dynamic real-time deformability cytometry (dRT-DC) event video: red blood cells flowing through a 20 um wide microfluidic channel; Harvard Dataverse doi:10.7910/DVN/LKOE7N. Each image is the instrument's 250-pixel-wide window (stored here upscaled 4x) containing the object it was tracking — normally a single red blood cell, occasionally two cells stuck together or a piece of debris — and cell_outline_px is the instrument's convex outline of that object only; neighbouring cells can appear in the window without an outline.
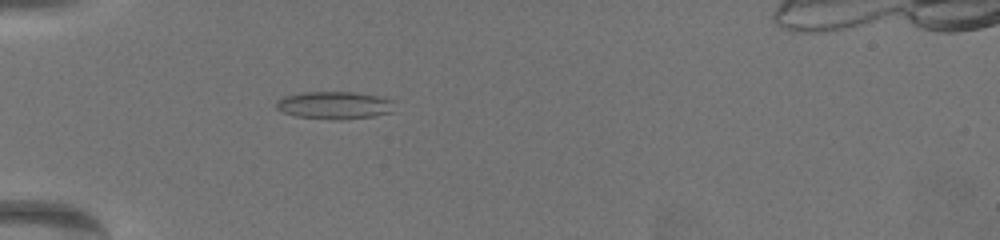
{"species": "common noctule bat (a hibernating species)", "species_latin": "Nyctalus noctula", "temperature_condition": "warm", "stored_images_in_passage": 64, "camera_frame_rate_fps": 3000, "um_per_image_px": 0.085, "animal": {"sex": "female", "body_mass_g": 19.5, "forearm_length_mm": 54.1}, "frame": {"image": 1, "passage_image": 22, "time_ms": 7.0, "image_size_px": [1000, 240], "cell_outline_px": [[392, 100], [388, 112], [372, 116], [340, 120], [332, 120], [296, 116], [284, 112], [276, 108], [276, 100], [284, 96], [304, 92], [352, 92], [380, 96]], "centroid_in_image_um": [28.34, 8.94], "position_along_channel_um": 56.7, "area_um2": 18.73}}
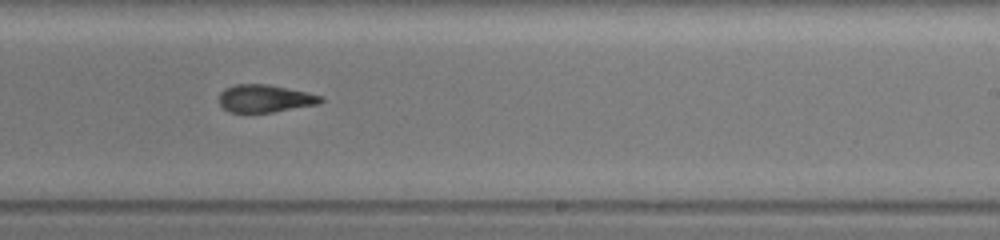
{"frame": {"image": 2, "passage_image": 42, "time_ms": 13.667, "image_size_px": [1000, 240], "cell_outline_px": [[324, 100], [320, 104], [272, 112], [228, 112], [220, 104], [220, 92], [224, 88], [236, 84], [268, 84], [324, 96]], "centroid_in_image_um": [22.54, 8.37], "position_along_channel_um": 266.5, "area_um2": 16.36}}
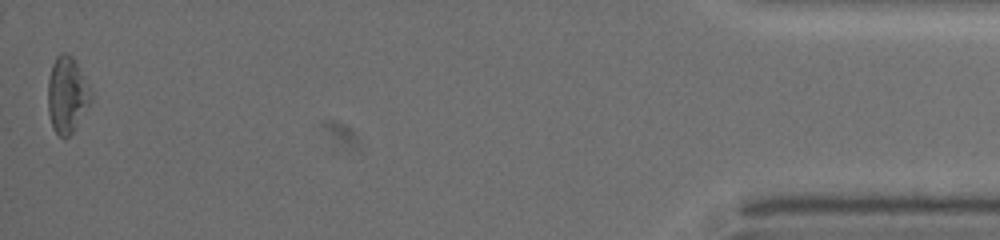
{"frame": {"image": 3, "passage_image": 64, "time_ms": 21.0, "image_size_px": [1000, 240], "cell_outline_px": [[92, 100], [72, 132], [64, 140], [52, 128], [48, 112], [48, 80], [52, 64], [56, 56], [60, 52], [64, 52], [72, 56], [92, 92]], "centroid_in_image_um": [5.68, 8.06], "position_along_channel_um": 429.5, "area_um2": 19.02}, "authors_computed_cell_mechanics": {"area_um2": 17.8024, "velocity_mm_per_s": 3.3546, "shape_relaxation_time_tau1_ms": 8.6169, "shape_relaxation_time_tau2_ms": 2.4922, "deformation_change_tau1": 0.1922, "deformation_change_tau2": 0.0948}}